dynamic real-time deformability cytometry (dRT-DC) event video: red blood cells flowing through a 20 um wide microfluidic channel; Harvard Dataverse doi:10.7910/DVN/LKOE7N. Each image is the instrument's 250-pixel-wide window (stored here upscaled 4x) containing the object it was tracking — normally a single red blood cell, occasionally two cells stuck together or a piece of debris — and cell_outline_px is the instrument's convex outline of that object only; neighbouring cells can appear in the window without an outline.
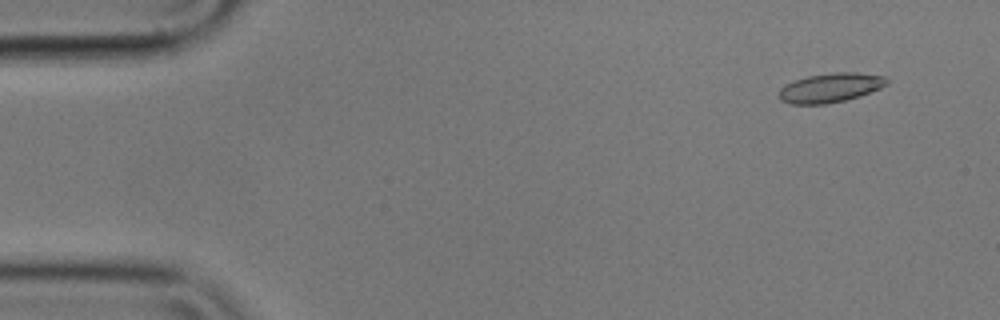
{"species": "common noctule bat (a hibernating species)", "species_latin": "Nyctalus noctula", "temperature_condition": "cold", "stored_images_in_passage": 56, "camera_frame_rate_fps": 3000, "um_per_image_px": 0.085, "animal": {"sex": "male", "body_mass_g": 17.9}, "frame": {"image": 1, "passage_image": 4, "time_ms": 1.0, "image_size_px": [1000, 320], "cell_outline_px": [[888, 84], [880, 88], [860, 96], [844, 100], [824, 104], [792, 104], [780, 100], [780, 88], [784, 84], [808, 76], [836, 72], [856, 72], [884, 76], [888, 80]], "centroid_in_image_um": [70.59, 7.45], "position_along_channel_um": 14.4, "area_um2": 18.26}}
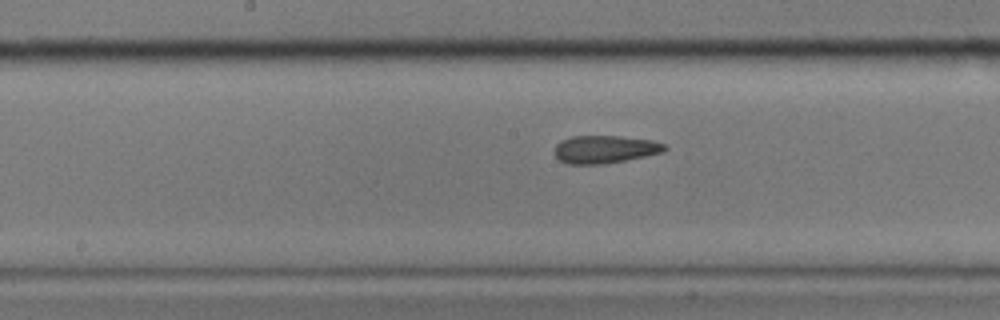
{"frame": {"image": 2, "passage_image": 28, "time_ms": 9.0, "image_size_px": [1000, 320], "cell_outline_px": [[668, 148], [664, 152], [604, 164], [568, 164], [560, 160], [556, 156], [556, 144], [560, 140], [572, 136], [620, 136], [652, 140], [664, 144]], "centroid_in_image_um": [51.42, 12.68], "position_along_channel_um": 196.8, "area_um2": 17.74}}
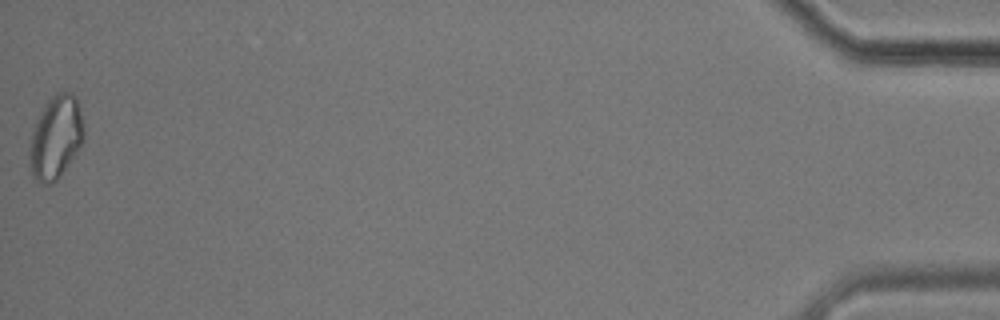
{"frame": {"image": 3, "passage_image": 56, "time_ms": 18.333, "image_size_px": [1000, 320], "cell_outline_px": [[84, 140], [76, 156], [60, 176], [52, 184], [44, 184], [36, 180], [32, 176], [28, 156], [32, 132], [36, 120], [44, 104], [56, 92], [72, 92], [76, 96], [84, 124]], "centroid_in_image_um": [4.75, 11.68], "position_along_channel_um": 430.4, "area_um2": 26.76}, "authors_computed_cell_mechanics": {"area_um2": 18.0047, "velocity_mm_per_s": 3.5417, "shape_relaxation_time_tau1_ms": null, "shape_relaxation_time_tau2_ms": 5.0542, "deformation_change_tau1": null, "deformation_change_tau2": 0.1138}}